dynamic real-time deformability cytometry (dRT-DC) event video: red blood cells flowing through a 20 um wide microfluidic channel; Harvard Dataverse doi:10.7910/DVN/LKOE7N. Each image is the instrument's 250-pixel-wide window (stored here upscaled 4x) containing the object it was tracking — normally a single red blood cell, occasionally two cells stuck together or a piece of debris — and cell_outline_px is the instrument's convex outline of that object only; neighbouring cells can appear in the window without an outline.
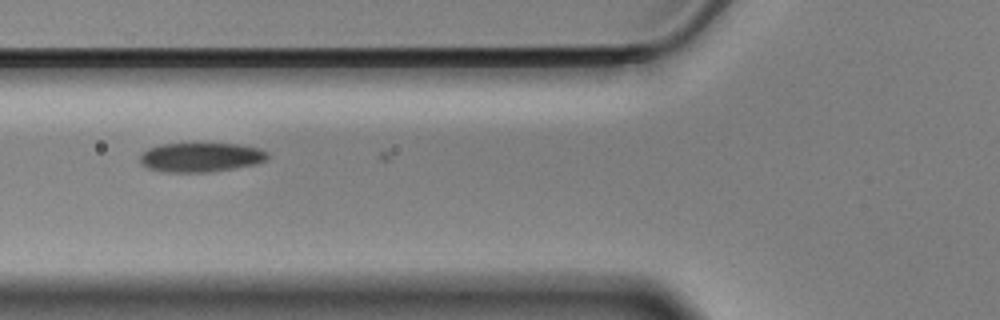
{"species": "Egyptian fruit bat (a non-hibernating species)", "species_latin": "Rousettus aegyptiacus", "temperature_condition": "cold", "stored_images_in_passage": 3, "camera_frame_rate_fps": 3000, "um_per_image_px": 0.085, "animal": {"sex": "male"}, "frame": {"image": 1, "passage_image": 2, "time_ms": 0.333, "image_size_px": [1000, 320], "cell_outline_px": [[268, 160], [256, 164], [208, 172], [160, 172], [148, 168], [140, 164], [140, 156], [148, 148], [160, 144], [236, 144], [260, 148], [268, 152]], "centroid_in_image_um": [17.06, 13.37], "position_along_channel_um": 108.7, "area_um2": 21.79}}